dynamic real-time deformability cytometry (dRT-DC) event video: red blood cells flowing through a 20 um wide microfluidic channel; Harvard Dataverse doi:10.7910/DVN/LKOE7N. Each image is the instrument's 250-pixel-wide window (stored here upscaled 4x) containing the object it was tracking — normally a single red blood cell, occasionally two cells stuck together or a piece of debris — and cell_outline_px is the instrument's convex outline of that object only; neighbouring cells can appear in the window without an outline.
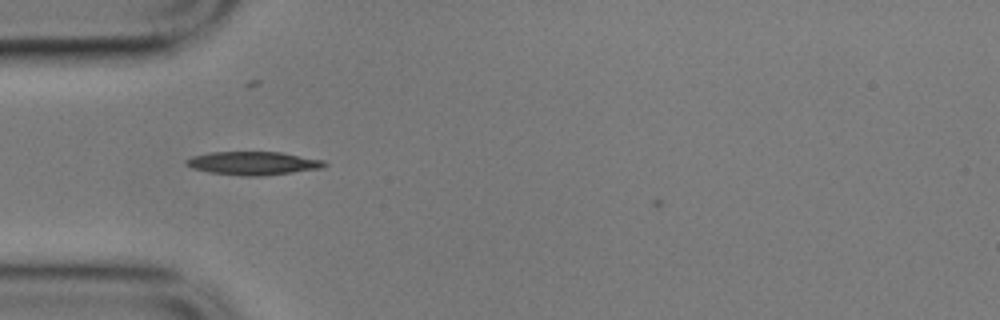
{"species": "common noctule bat (a hibernating species)", "species_latin": "Nyctalus noctula", "temperature_condition": "cold", "stored_images_in_passage": 34, "camera_frame_rate_fps": 3000, "um_per_image_px": 0.085, "animal": {"sex": "male", "body_mass_g": 17.9}, "frame": {"image": 1, "passage_image": 1, "time_ms": 0.0, "image_size_px": [1000, 320], "cell_outline_px": [[328, 164], [324, 168], [264, 176], [244, 176], [208, 172], [192, 168], [184, 164], [184, 160], [192, 156], [212, 152], [280, 152], [324, 160]], "centroid_in_image_um": [21.52, 13.88], "position_along_channel_um": 63.5, "area_um2": 18.96}}
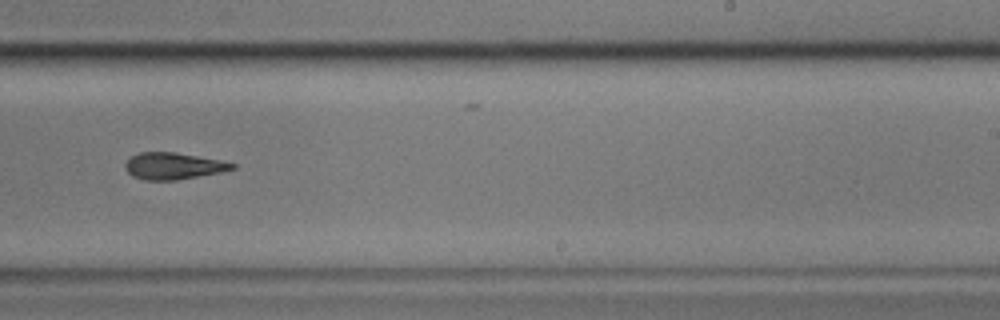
{"frame": {"image": 2, "passage_image": 19, "time_ms": 6.0, "image_size_px": [1000, 320], "cell_outline_px": [[236, 168], [220, 172], [176, 180], [144, 180], [132, 176], [124, 168], [124, 164], [132, 156], [140, 152], [176, 152], [220, 160], [236, 164]], "centroid_in_image_um": [14.71, 14.11], "position_along_channel_um": 274.3, "area_um2": 16.59}}
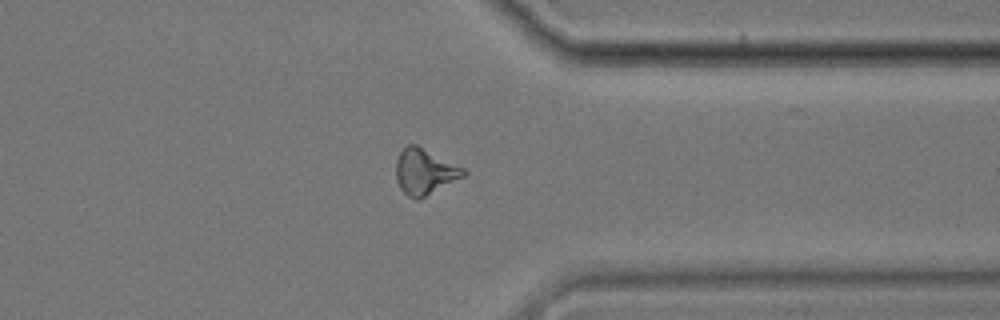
{"frame": {"image": 3, "passage_image": 28, "time_ms": 9.0, "image_size_px": [1000, 320], "cell_outline_px": [[468, 172], [464, 176], [416, 200], [408, 196], [400, 188], [396, 180], [396, 160], [400, 152], [408, 144], [416, 144], [464, 168]], "centroid_in_image_um": [36.08, 14.57], "position_along_channel_um": 375.3, "area_um2": 17.69}}